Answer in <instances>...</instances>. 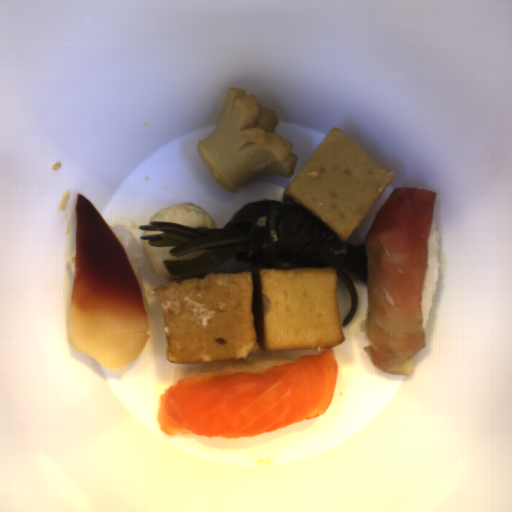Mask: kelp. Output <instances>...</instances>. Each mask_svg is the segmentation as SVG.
<instances>
[{"label": "kelp", "instance_id": "1", "mask_svg": "<svg viewBox=\"0 0 512 512\" xmlns=\"http://www.w3.org/2000/svg\"><path fill=\"white\" fill-rule=\"evenodd\" d=\"M139 230L164 232L143 235L152 247H174L168 254L180 256L210 250L196 259L165 260L170 276H195L216 268L232 258L258 270H274L277 262L305 268L331 267L351 296V307L343 328L353 319L359 303L350 274L368 285L365 244L341 241L312 211L301 204L261 199L235 212L224 228L189 227L165 221H151Z\"/></svg>", "mask_w": 512, "mask_h": 512}]
</instances>
